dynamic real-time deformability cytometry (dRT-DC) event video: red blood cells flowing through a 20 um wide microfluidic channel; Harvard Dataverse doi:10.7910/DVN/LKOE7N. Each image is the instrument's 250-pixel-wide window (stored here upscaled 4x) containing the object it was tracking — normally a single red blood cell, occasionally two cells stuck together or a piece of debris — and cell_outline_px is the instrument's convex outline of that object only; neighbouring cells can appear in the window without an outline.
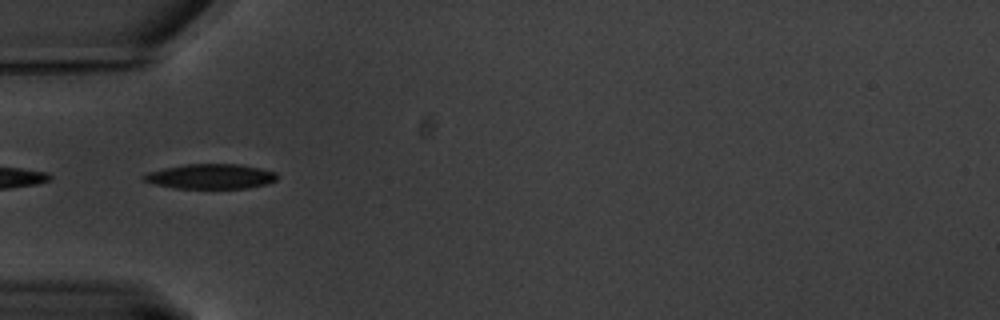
{"species": "common noctule bat (a hibernating species)", "species_latin": "Nyctalus noctula", "temperature_condition": "warm", "stored_images_in_passage": 3, "camera_frame_rate_fps": 3000, "um_per_image_px": 0.085, "animal": {"sex": "male", "body_mass_g": 20.1, "forearm_length_mm": 53.5}, "frame": {"image": 1, "passage_image": 1, "time_ms": 0.0, "image_size_px": [1000, 320], "cell_outline_px": [[276, 180], [268, 184], [248, 188], [176, 188], [156, 184], [144, 180], [140, 176], [148, 172], [164, 168], [184, 164], [240, 164], [260, 168], [276, 172]], "centroid_in_image_um": [17.92, 14.99], "position_along_channel_um": 67.1, "area_um2": 19.31}}